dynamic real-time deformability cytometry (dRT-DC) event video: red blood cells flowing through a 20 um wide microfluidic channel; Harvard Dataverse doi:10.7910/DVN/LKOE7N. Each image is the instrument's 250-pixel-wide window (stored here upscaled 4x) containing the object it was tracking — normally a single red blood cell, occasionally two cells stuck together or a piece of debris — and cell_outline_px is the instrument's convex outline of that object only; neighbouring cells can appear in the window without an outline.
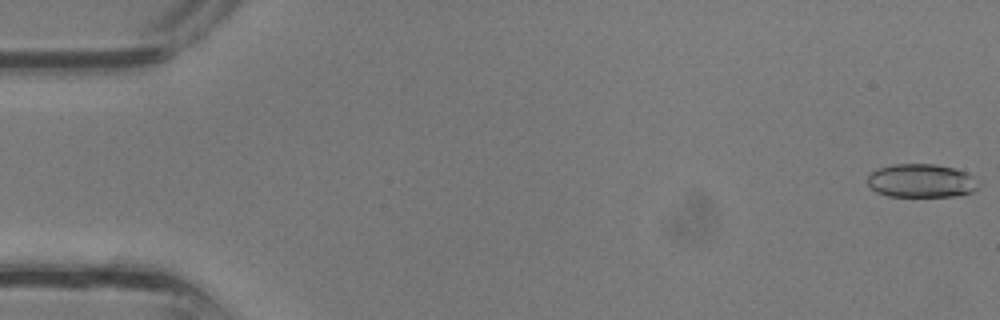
{"species": "common noctule bat (a hibernating species)", "species_latin": "Nyctalus noctula", "temperature_condition": "room temperature", "stored_images_in_passage": 35, "camera_frame_rate_fps": 3000, "um_per_image_px": 0.085, "animal": {"sex": "male", "body_mass_g": 13.3}, "frame": {"image": 1, "passage_image": 1, "time_ms": 0.0, "image_size_px": [1000, 320], "cell_outline_px": [[980, 184], [972, 192], [956, 196], [888, 196], [876, 192], [868, 184], [868, 176], [872, 172], [880, 168], [892, 164], [932, 164], [952, 168], [964, 172], [972, 176]], "centroid_in_image_um": [78.3, 15.37], "position_along_channel_um": 6.7, "area_um2": 21.44}}
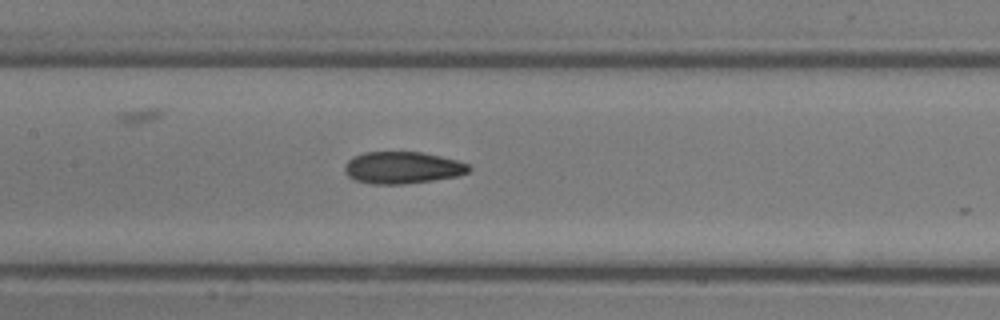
{"frame": {"image": 2, "passage_image": 17, "time_ms": 5.333, "image_size_px": [1000, 320], "cell_outline_px": [[472, 168], [468, 172], [460, 176], [404, 184], [372, 184], [356, 180], [348, 176], [344, 172], [344, 164], [348, 160], [364, 152], [420, 152], [440, 156], [456, 160], [468, 164]], "centroid_in_image_um": [34.21, 14.25], "position_along_channel_um": 173.2, "area_um2": 23.12}}
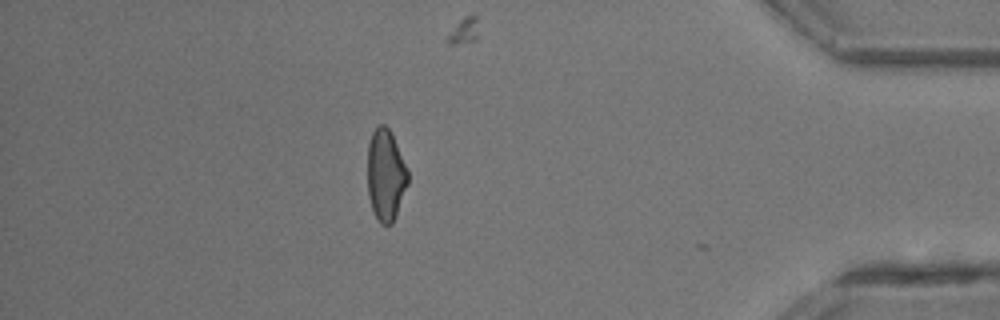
{"frame": {"image": 3, "passage_image": 31, "time_ms": 10.0, "image_size_px": [1000, 320], "cell_outline_px": [[408, 184], [396, 216], [392, 224], [380, 224], [372, 208], [368, 196], [368, 144], [372, 132], [380, 124], [384, 124], [388, 128], [396, 144], [408, 172]], "centroid_in_image_um": [32.77, 14.91], "position_along_channel_um": 402.4, "area_um2": 21.27}}